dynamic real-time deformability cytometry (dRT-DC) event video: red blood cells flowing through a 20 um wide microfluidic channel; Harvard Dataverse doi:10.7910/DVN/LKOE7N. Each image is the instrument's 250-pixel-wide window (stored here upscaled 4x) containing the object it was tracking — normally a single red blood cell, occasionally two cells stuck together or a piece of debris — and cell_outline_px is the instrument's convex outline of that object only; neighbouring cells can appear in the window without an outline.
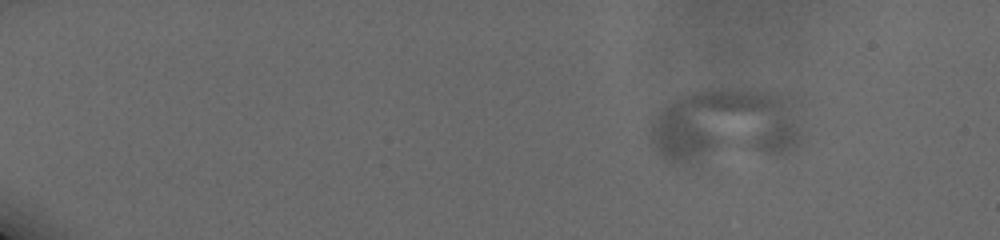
{"species": "human", "species_latin": "Homo sapiens", "temperature_condition": "cold", "stored_images_in_passage": 50, "camera_frame_rate_fps": 3000, "um_per_image_px": 0.085, "donor": {"sex": "male"}, "frame": {"image": 1, "passage_image": 6, "time_ms": 3.0, "image_size_px": [1000, 240], "cell_outline_px": [[800, 144], [792, 152], [784, 156], [692, 164], [668, 164], [652, 148], [648, 136], [652, 120], [664, 108], [684, 96], [704, 92], [776, 92], [784, 96], [792, 104], [800, 132]], "centroid_in_image_um": [61.63, 10.87], "position_along_channel_um": 23.4, "area_um2": 66.59}}